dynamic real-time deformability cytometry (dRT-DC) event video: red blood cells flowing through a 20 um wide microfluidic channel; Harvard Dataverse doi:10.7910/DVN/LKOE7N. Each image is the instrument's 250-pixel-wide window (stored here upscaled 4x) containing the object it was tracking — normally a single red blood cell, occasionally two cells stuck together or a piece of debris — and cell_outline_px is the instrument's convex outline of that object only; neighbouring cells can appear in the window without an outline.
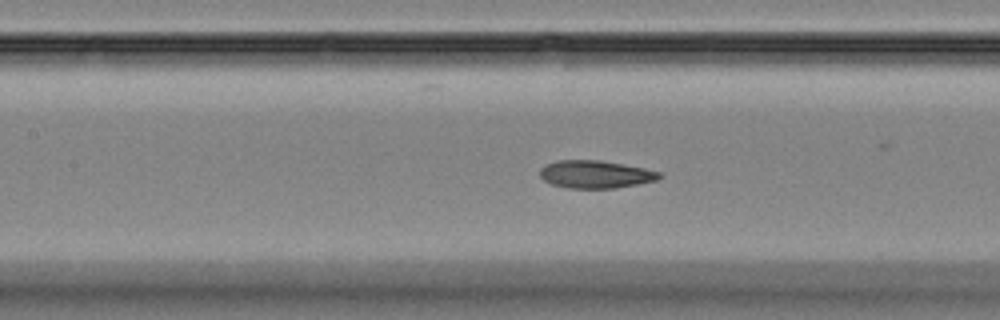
{"species": "Egyptian fruit bat (a non-hibernating species)", "species_latin": "Rousettus aegyptiacus", "temperature_condition": "room temperature", "stored_images_in_passage": 39, "camera_frame_rate_fps": 3000, "um_per_image_px": 0.085, "animal": {"sex": "female"}, "frame": {"image": 1, "passage_image": 8, "time_ms": 2.333, "image_size_px": [1000, 320], "cell_outline_px": [[664, 176], [656, 180], [616, 188], [568, 188], [552, 184], [544, 180], [540, 176], [540, 168], [544, 164], [556, 160], [600, 160], [644, 168], [660, 172]], "centroid_in_image_um": [50.59, 14.81], "position_along_channel_um": 156.8, "area_um2": 19.31}}
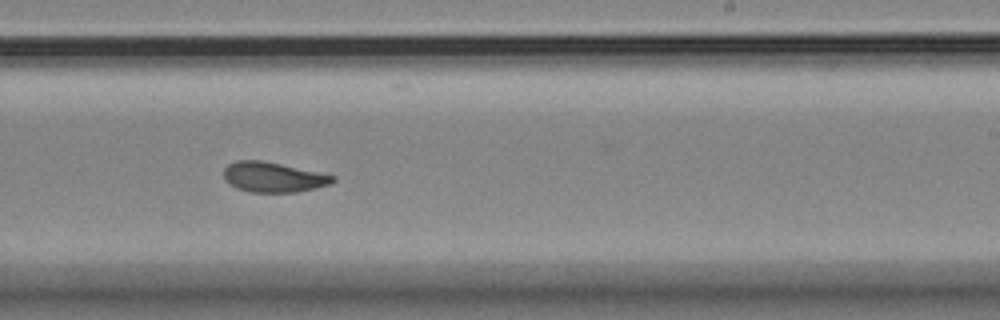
{"frame": {"image": 2, "passage_image": 17, "time_ms": 5.333, "image_size_px": [1000, 320], "cell_outline_px": [[336, 180], [332, 184], [316, 188], [296, 192], [252, 192], [236, 188], [228, 184], [224, 180], [224, 168], [228, 164], [236, 160], [260, 160], [280, 164], [336, 176]], "centroid_in_image_um": [23.21, 15.06], "position_along_channel_um": 265.8, "area_um2": 19.13}}
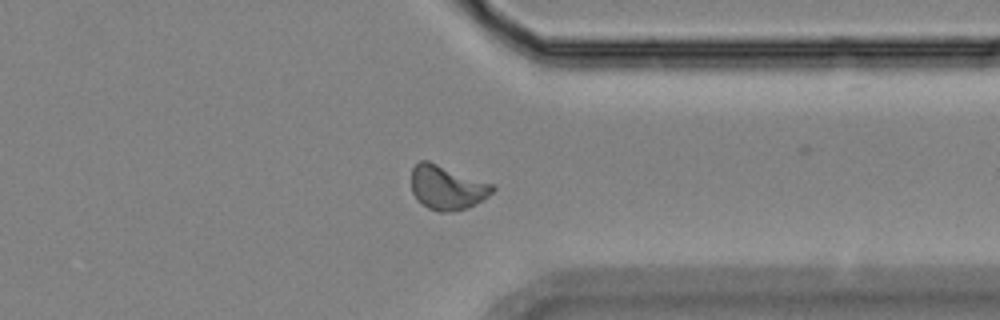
{"frame": {"image": 3, "passage_image": 26, "time_ms": 8.333, "image_size_px": [1000, 320], "cell_outline_px": [[496, 188], [484, 200], [468, 208], [448, 212], [440, 212], [428, 208], [416, 200], [412, 192], [412, 168], [420, 160], [428, 160], [492, 184]], "centroid_in_image_um": [37.98, 15.95], "position_along_channel_um": 373.4, "area_um2": 20.92}}